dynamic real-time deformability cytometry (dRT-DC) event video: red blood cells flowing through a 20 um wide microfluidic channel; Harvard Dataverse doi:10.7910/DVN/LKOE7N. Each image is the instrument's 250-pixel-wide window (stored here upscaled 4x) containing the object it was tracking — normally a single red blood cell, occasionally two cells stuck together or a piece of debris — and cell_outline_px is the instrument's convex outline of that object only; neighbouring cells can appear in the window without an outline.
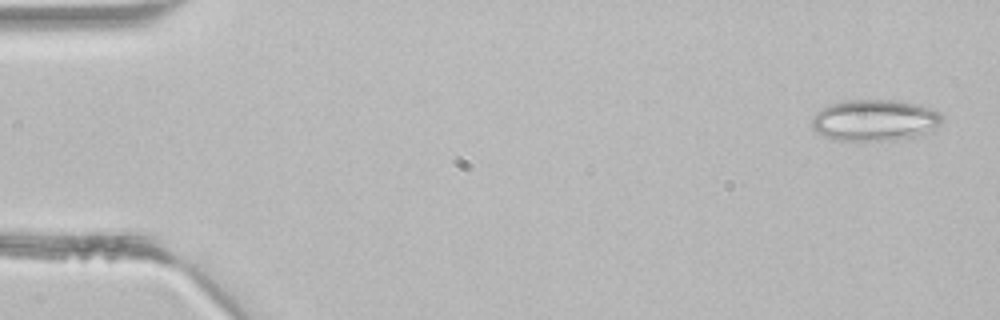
{"species": "common noctule bat (a hibernating species)", "species_latin": "Nyctalus noctula", "temperature_condition": "room temperature", "stored_images_in_passage": 4, "camera_frame_rate_fps": 3000, "um_per_image_px": 0.085, "animal": {"sex": "male", "body_mass_g": 21.5, "forearm_length_mm": 52.0}, "frame": {"image": 1, "passage_image": 1, "time_ms": 0.0, "image_size_px": [1000, 320], "cell_outline_px": [[944, 120], [932, 132], [900, 140], [832, 140], [816, 132], [812, 128], [812, 116], [820, 108], [832, 104], [848, 100], [904, 100], [920, 104], [932, 108], [940, 112], [944, 116]], "centroid_in_image_um": [74.41, 10.22], "position_along_channel_um": 10.6, "area_um2": 32.08}}
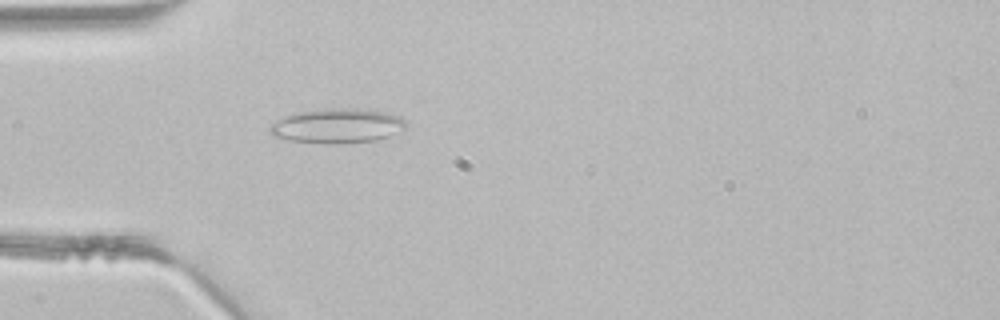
{"frame": {"image": 2, "passage_image": 4, "time_ms": 1.0, "image_size_px": [1000, 320], "cell_outline_px": [[404, 128], [388, 136], [376, 140], [336, 144], [328, 144], [288, 140], [276, 136], [268, 132], [268, 128], [276, 120], [284, 116], [300, 112], [328, 108], [360, 108], [388, 112], [400, 116], [404, 120]], "centroid_in_image_um": [28.65, 10.69], "position_along_channel_um": 56.4, "area_um2": 27.4}}